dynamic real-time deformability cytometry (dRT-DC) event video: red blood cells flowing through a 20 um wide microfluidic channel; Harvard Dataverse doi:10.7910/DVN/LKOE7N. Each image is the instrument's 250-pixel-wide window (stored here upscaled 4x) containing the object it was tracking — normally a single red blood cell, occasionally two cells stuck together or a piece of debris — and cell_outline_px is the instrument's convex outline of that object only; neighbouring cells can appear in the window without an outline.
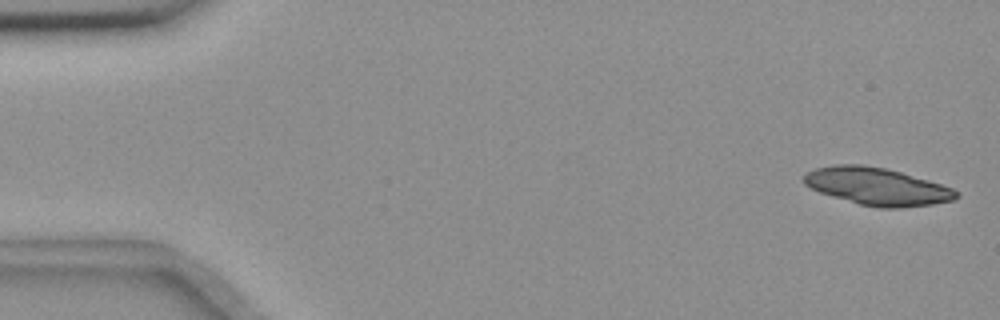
{"species": "common noctule bat (a hibernating species)", "species_latin": "Nyctalus noctula", "temperature_condition": "room temperature", "stored_images_in_passage": 4, "camera_frame_rate_fps": 3000, "um_per_image_px": 0.085, "animal": {"sex": "female", "body_mass_g": 18.4}, "frame": {"image": 1, "passage_image": 1, "time_ms": 0.0, "image_size_px": [1000, 320], "cell_outline_px": [[960, 196], [952, 200], [932, 204], [900, 208], [880, 208], [860, 204], [832, 196], [820, 192], [804, 184], [804, 172], [816, 168], [836, 164], [864, 164], [884, 168], [900, 172], [928, 180], [952, 188]], "centroid_in_image_um": [74.52, 15.84], "position_along_channel_um": 10.5, "area_um2": 32.95}}